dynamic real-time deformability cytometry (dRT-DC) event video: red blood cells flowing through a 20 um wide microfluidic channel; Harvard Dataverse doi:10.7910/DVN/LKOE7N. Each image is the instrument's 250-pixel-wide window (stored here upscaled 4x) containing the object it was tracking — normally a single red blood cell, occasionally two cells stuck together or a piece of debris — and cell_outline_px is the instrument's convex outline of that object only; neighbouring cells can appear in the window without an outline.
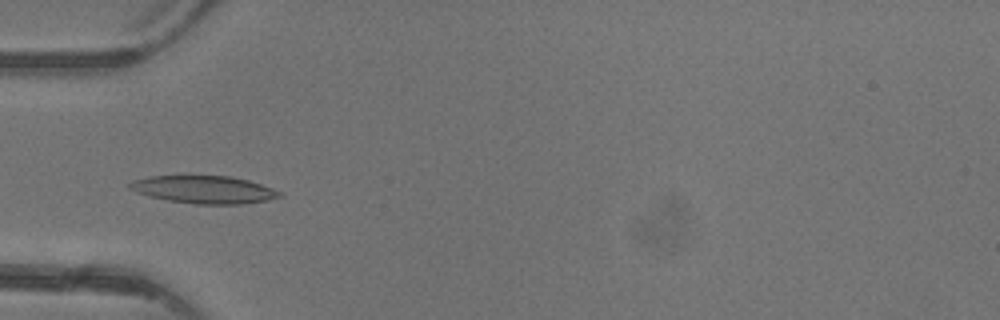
{"species": "common noctule bat (a hibernating species)", "species_latin": "Nyctalus noctula", "temperature_condition": "warm", "stored_images_in_passage": 5, "camera_frame_rate_fps": 3000, "um_per_image_px": 0.085, "animal": {"sex": "female"}, "frame": {"image": 1, "passage_image": 5, "time_ms": 4.667, "image_size_px": [1000, 320], "cell_outline_px": [[284, 196], [244, 204], [196, 204], [168, 200], [136, 192], [128, 188], [128, 184], [136, 180], [148, 176], [228, 176], [248, 180], [272, 188], [280, 192]], "centroid_in_image_um": [17.35, 16.11], "position_along_channel_um": 67.7, "area_um2": 23.81}}